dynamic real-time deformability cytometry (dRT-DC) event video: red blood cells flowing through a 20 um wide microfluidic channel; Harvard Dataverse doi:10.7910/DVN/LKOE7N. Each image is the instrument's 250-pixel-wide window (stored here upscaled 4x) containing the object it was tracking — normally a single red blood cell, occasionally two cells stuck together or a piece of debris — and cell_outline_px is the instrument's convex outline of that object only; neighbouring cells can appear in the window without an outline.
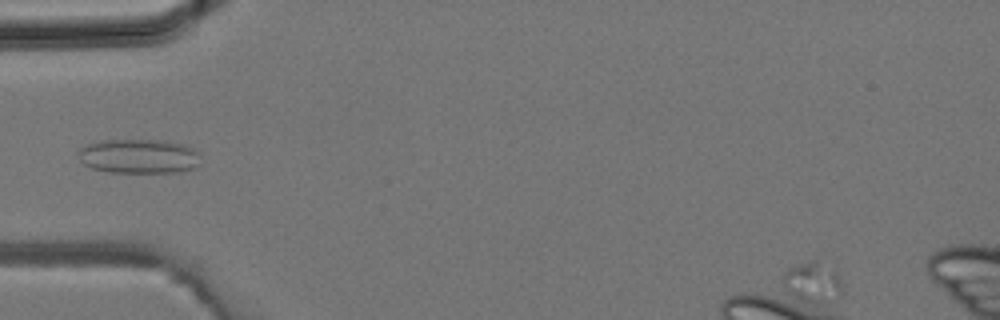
{"species": "common noctule bat (a hibernating species)", "species_latin": "Nyctalus noctula", "temperature_condition": "room temperature", "stored_images_in_passage": 27, "camera_frame_rate_fps": 3000, "um_per_image_px": 0.085, "animal": {"sex": "male", "body_mass_g": 19.2, "forearm_length_mm": 51.8}, "frame": {"image": 1, "passage_image": 1, "time_ms": 0.0, "image_size_px": [1000, 320], "cell_outline_px": [[200, 164], [196, 168], [176, 172], [108, 172], [92, 168], [84, 164], [80, 160], [76, 152], [80, 148], [88, 144], [100, 140], [164, 140], [184, 144], [200, 152]], "centroid_in_image_um": [11.82, 13.27], "position_along_channel_um": 73.2, "area_um2": 24.85}}
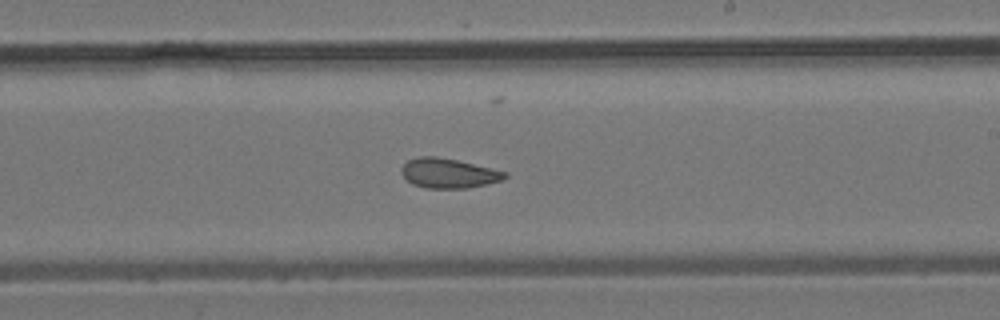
{"frame": {"image": 2, "passage_image": 11, "time_ms": 3.333, "image_size_px": [1000, 320], "cell_outline_px": [[508, 176], [504, 180], [488, 184], [468, 188], [424, 188], [412, 184], [400, 172], [400, 168], [408, 160], [420, 156], [436, 156], [456, 160], [508, 172]], "centroid_in_image_um": [38.14, 14.73], "position_along_channel_um": 250.9, "area_um2": 17.98}}
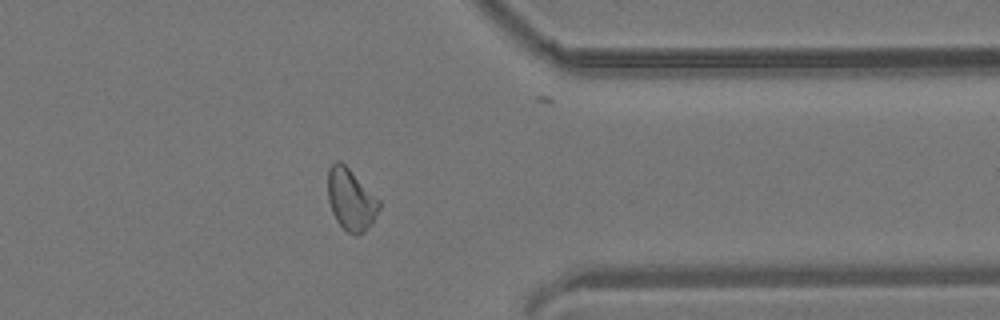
{"frame": {"image": 3, "passage_image": 19, "time_ms": 6.0, "image_size_px": [1000, 320], "cell_outline_px": [[380, 208], [372, 224], [360, 236], [356, 236], [348, 232], [336, 220], [332, 212], [328, 200], [328, 168], [336, 160], [340, 160], [380, 200]], "centroid_in_image_um": [29.83, 16.98], "position_along_channel_um": 381.6, "area_um2": 18.44}}